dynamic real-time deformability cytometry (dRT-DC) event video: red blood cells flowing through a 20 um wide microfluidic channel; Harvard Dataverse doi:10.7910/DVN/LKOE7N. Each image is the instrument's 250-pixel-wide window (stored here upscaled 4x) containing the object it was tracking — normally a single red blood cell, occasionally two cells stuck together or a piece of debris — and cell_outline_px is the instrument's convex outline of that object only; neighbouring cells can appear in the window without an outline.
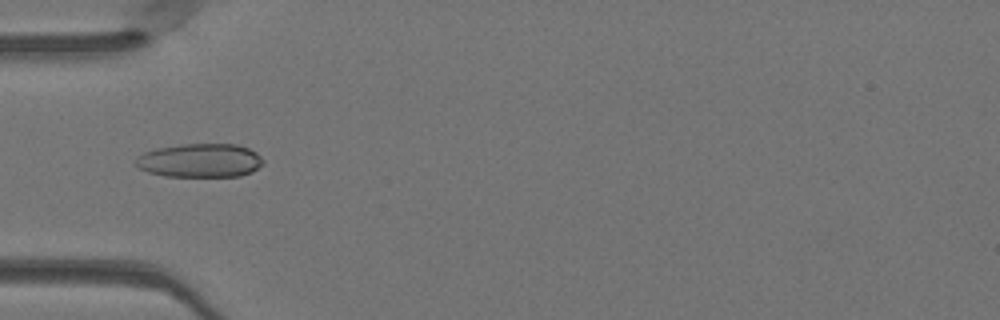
{"species": "Egyptian fruit bat (a non-hibernating species)", "species_latin": "Rousettus aegyptiacus", "temperature_condition": "warm", "stored_images_in_passage": 40, "camera_frame_rate_fps": 3000, "um_per_image_px": 0.085, "animal": {"sex": "female"}, "frame": {"image": 1, "passage_image": 10, "time_ms": 3.0, "image_size_px": [1000, 320], "cell_outline_px": [[264, 164], [252, 172], [240, 176], [164, 176], [148, 172], [136, 168], [132, 164], [144, 152], [156, 148], [180, 144], [236, 144], [248, 148], [256, 152], [264, 160]], "centroid_in_image_um": [16.99, 13.64], "position_along_channel_um": 68.0, "area_um2": 25.32}}
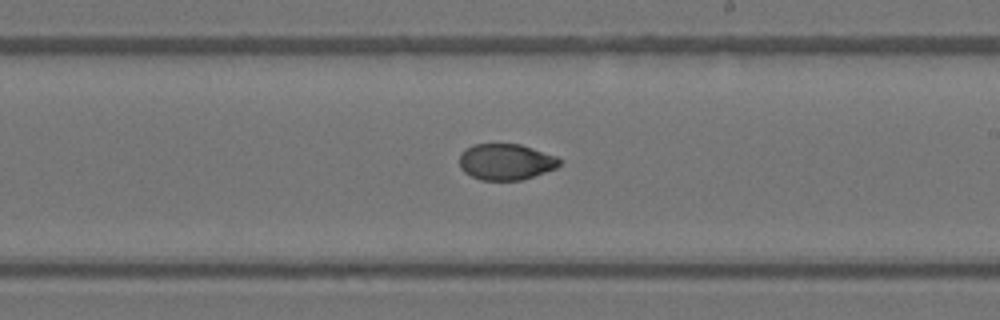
{"frame": {"image": 2, "passage_image": 23, "time_ms": 7.333, "image_size_px": [1000, 320], "cell_outline_px": [[564, 160], [556, 168], [520, 180], [480, 180], [464, 172], [460, 168], [460, 152], [464, 148], [472, 144], [520, 144], [556, 156]], "centroid_in_image_um": [42.98, 13.74], "position_along_channel_um": 246.0, "area_um2": 21.15}}
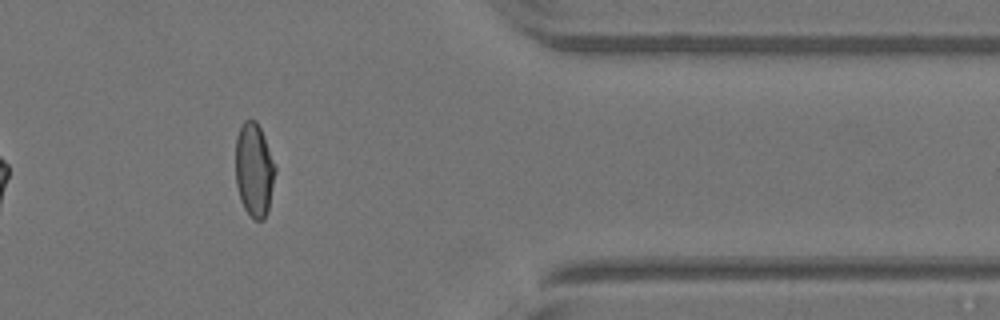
{"frame": {"image": 3, "passage_image": 35, "time_ms": 11.333, "image_size_px": [1000, 320], "cell_outline_px": [[276, 172], [268, 212], [264, 220], [252, 220], [244, 208], [240, 200], [236, 184], [236, 136], [240, 124], [244, 120], [256, 120], [260, 128], [276, 168]], "centroid_in_image_um": [21.59, 14.47], "position_along_channel_um": 389.8, "area_um2": 21.85}, "authors_computed_cell_mechanics": {"area_um2": 22.5131, "velocity_mm_per_s": 4.1057, "shape_relaxation_time_tau1_ms": null, "shape_relaxation_time_tau2_ms": 1.6696, "deformation_change_tau1": null, "deformation_change_tau2": 0.0428}}